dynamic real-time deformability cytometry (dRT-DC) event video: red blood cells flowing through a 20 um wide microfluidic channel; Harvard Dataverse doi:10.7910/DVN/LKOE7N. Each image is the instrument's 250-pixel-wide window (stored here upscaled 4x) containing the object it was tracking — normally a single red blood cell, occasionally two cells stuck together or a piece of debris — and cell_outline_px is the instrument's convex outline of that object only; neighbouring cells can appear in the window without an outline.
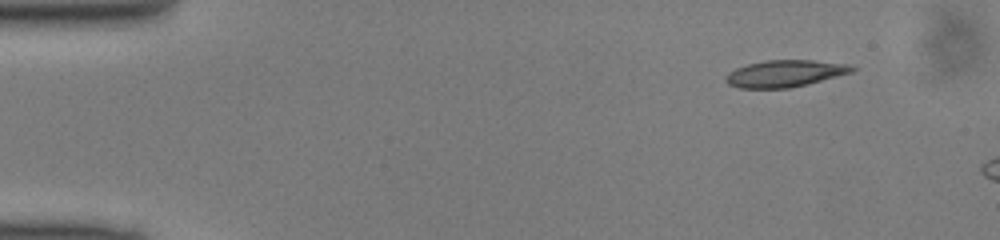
{"species": "common noctule bat (a hibernating species)", "species_latin": "Nyctalus noctula", "temperature_condition": "cold", "stored_images_in_passage": 6, "camera_frame_rate_fps": 3000, "um_per_image_px": 0.085, "animal": {"sex": "male", "body_mass_g": 13.0, "forearm_length_mm": 53.1}, "frame": {"image": 1, "passage_image": 1, "time_ms": 0.0, "image_size_px": [1000, 240], "cell_outline_px": [[856, 68], [852, 72], [808, 84], [788, 88], [740, 88], [728, 84], [724, 80], [724, 76], [728, 72], [736, 68], [748, 64], [768, 60], [812, 60], [852, 64]], "centroid_in_image_um": [66.72, 6.24], "position_along_channel_um": 18.3, "area_um2": 19.83}}